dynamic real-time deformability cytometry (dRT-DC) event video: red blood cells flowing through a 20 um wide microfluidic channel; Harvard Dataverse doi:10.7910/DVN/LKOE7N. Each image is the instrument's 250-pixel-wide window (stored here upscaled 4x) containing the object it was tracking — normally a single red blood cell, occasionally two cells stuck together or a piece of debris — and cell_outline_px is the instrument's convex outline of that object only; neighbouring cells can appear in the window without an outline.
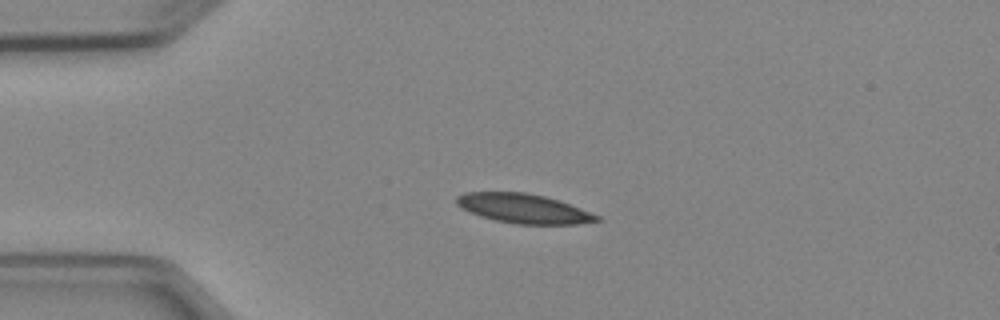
{"species": "Egyptian fruit bat (a non-hibernating species)", "species_latin": "Rousettus aegyptiacus", "temperature_condition": "cold", "stored_images_in_passage": 7, "camera_frame_rate_fps": 3000, "um_per_image_px": 0.085, "animal": {"sex": "female"}, "frame": {"image": 1, "passage_image": 3, "time_ms": 2.333, "image_size_px": [1000, 320], "cell_outline_px": [[604, 220], [576, 224], [516, 224], [496, 220], [480, 216], [460, 208], [456, 204], [456, 196], [464, 192], [524, 192], [544, 196], [560, 200], [600, 216]], "centroid_in_image_um": [44.5, 17.72], "position_along_channel_um": 40.5, "area_um2": 24.1}}
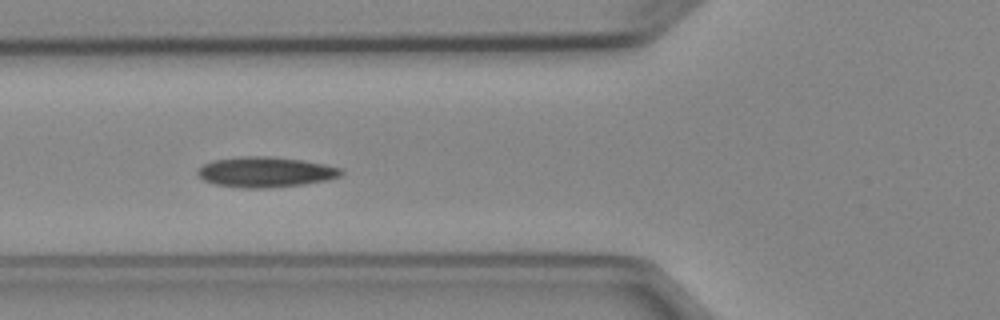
{"frame": {"image": 2, "passage_image": 5, "time_ms": 4.667, "image_size_px": [1000, 320], "cell_outline_px": [[344, 172], [340, 176], [328, 180], [304, 184], [264, 188], [244, 188], [216, 184], [204, 180], [196, 172], [196, 168], [212, 160], [240, 156], [272, 156], [304, 160], [324, 164], [340, 168]], "centroid_in_image_um": [22.56, 14.61], "position_along_channel_um": 103.2, "area_um2": 25.49}}